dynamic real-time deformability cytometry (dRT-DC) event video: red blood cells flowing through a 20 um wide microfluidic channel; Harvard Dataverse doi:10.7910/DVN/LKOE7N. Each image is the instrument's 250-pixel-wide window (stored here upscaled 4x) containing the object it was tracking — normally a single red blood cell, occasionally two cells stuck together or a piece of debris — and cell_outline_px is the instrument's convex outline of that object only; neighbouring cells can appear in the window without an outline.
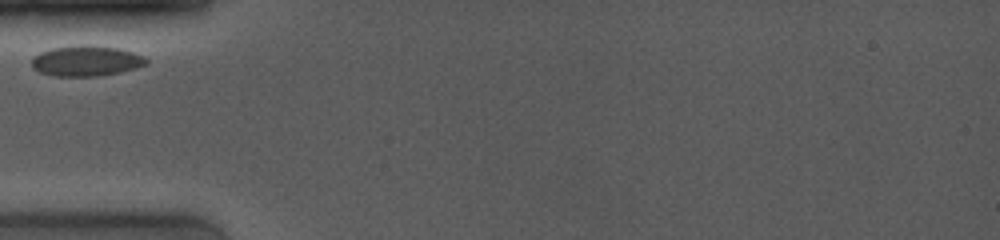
{"species": "common noctule bat (a hibernating species)", "species_latin": "Nyctalus noctula", "temperature_condition": "room temperature", "stored_images_in_passage": 2, "camera_frame_rate_fps": 4000, "um_per_image_px": 0.085, "animal": {"sex": "female", "body_mass_g": 19.0, "forearm_length_mm": 53.3}, "frame": {"image": 1, "passage_image": 1, "time_ms": 0.0, "image_size_px": [1000, 240], "cell_outline_px": [[148, 64], [136, 68], [120, 72], [100, 76], [56, 76], [40, 72], [32, 68], [32, 60], [40, 52], [52, 48], [80, 44], [84, 44], [116, 48], [132, 52], [144, 56], [148, 60]], "centroid_in_image_um": [7.34, 5.17], "position_along_channel_um": 77.7, "area_um2": 20.35}}